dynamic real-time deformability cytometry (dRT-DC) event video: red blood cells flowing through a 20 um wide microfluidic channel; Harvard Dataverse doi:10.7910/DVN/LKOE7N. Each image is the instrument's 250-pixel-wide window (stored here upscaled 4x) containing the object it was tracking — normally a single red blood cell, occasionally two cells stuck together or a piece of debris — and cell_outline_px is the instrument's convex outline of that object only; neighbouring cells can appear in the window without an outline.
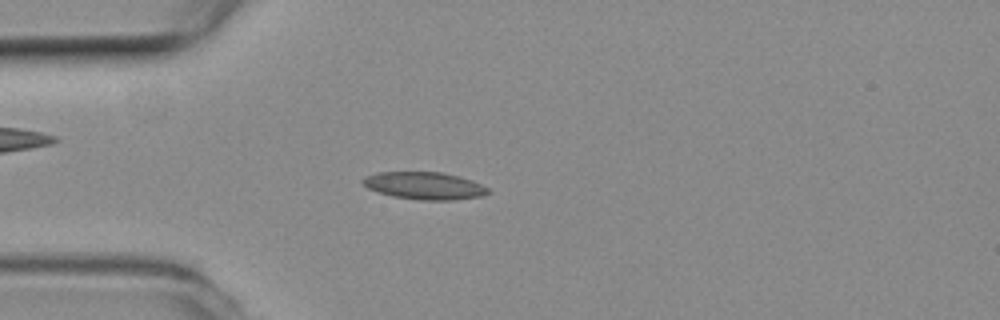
{"species": "common noctule bat (a hibernating species)", "species_latin": "Nyctalus noctula", "temperature_condition": "room temperature", "stored_images_in_passage": 51, "camera_frame_rate_fps": 3000, "um_per_image_px": 0.085, "animal": {"sex": "female", "body_mass_g": 19.3, "forearm_length_mm": 54.1}, "frame": {"image": 1, "passage_image": 14, "time_ms": 4.333, "image_size_px": [1000, 320], "cell_outline_px": [[492, 192], [480, 196], [452, 200], [420, 200], [392, 196], [376, 192], [368, 188], [360, 180], [364, 176], [376, 172], [440, 172], [472, 180], [488, 188]], "centroid_in_image_um": [36.03, 15.78], "position_along_channel_um": 49.0, "area_um2": 20.0}}
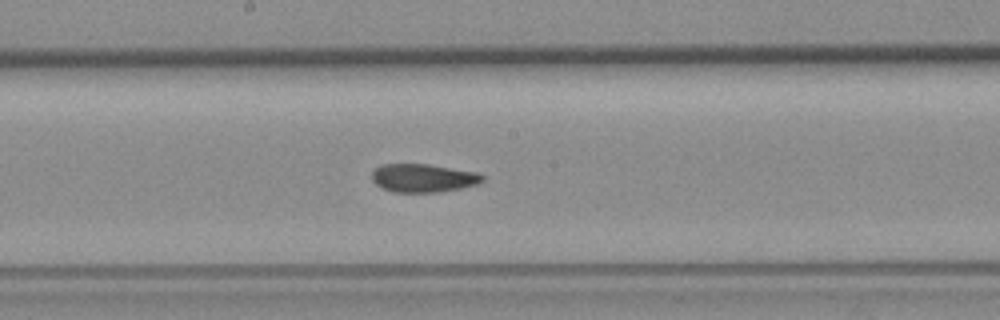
{"frame": {"image": 2, "passage_image": 28, "time_ms": 9.0, "image_size_px": [1000, 320], "cell_outline_px": [[484, 180], [480, 184], [440, 192], [392, 192], [380, 188], [372, 180], [372, 172], [380, 164], [428, 164], [476, 172], [484, 176]], "centroid_in_image_um": [35.96, 15.14], "position_along_channel_um": 212.2, "area_um2": 18.38}}
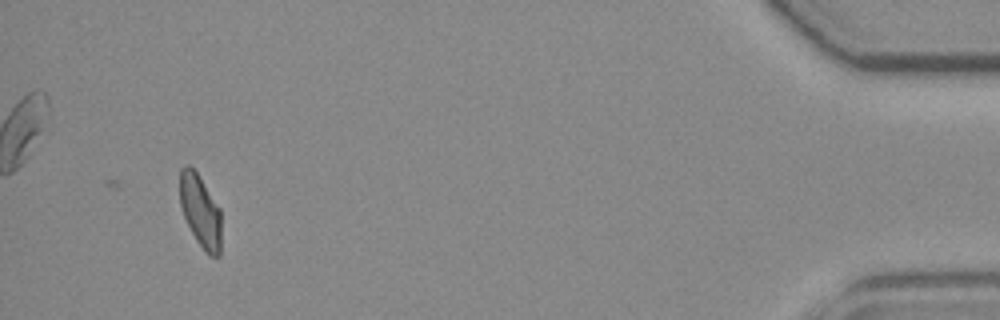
{"frame": {"image": 3, "passage_image": 51, "time_ms": 16.667, "image_size_px": [1000, 320], "cell_outline_px": [[220, 256], [208, 256], [204, 252], [196, 240], [184, 216], [180, 204], [180, 168], [188, 164], [196, 172], [220, 208]], "centroid_in_image_um": [17.03, 17.96], "position_along_channel_um": 418.2, "area_um2": 17.34}, "authors_computed_cell_mechanics": {"area_um2": 18.785, "velocity_mm_per_s": 3.7313, "shape_relaxation_time_tau1_ms": null, "shape_relaxation_time_tau2_ms": 2.4521, "deformation_change_tau1": null, "deformation_change_tau2": 0.0764}}